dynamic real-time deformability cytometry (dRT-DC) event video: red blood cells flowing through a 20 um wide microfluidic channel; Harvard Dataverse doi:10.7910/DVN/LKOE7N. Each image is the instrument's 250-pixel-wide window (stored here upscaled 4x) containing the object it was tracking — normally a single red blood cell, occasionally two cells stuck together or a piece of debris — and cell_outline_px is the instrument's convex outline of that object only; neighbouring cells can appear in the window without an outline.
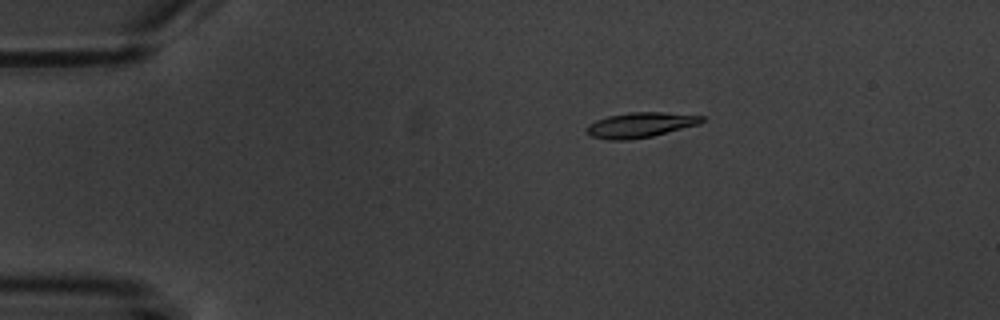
{"species": "common noctule bat (a hibernating species)", "species_latin": "Nyctalus noctula", "temperature_condition": "warm", "stored_images_in_passage": 2, "camera_frame_rate_fps": 3000, "um_per_image_px": 0.085, "animal": {"sex": "male", "body_mass_g": 20.1, "forearm_length_mm": 53.5}, "frame": {"image": 1, "passage_image": 1, "time_ms": 0.0, "image_size_px": [1000, 320], "cell_outline_px": [[704, 120], [700, 124], [652, 136], [628, 140], [608, 140], [592, 136], [584, 128], [588, 124], [596, 120], [608, 116], [628, 112], [660, 112], [704, 116]], "centroid_in_image_um": [54.41, 10.62], "position_along_channel_um": 30.6, "area_um2": 16.82}}